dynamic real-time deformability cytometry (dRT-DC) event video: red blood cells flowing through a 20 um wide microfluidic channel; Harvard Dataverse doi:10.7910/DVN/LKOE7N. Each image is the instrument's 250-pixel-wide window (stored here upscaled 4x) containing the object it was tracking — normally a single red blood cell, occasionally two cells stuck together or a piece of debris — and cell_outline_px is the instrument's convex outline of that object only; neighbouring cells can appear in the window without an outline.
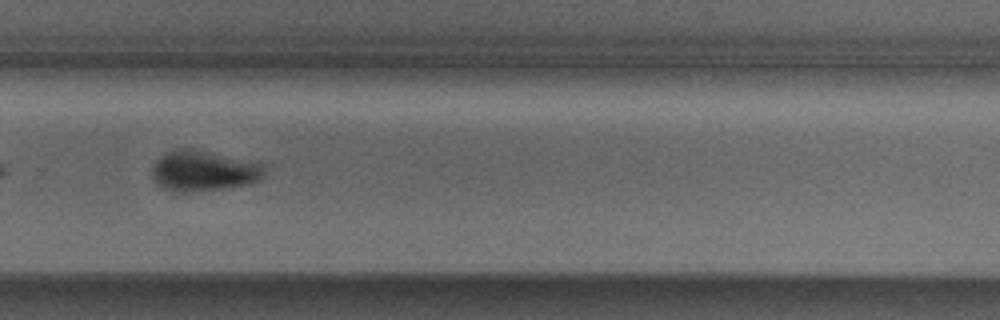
{"species": "Egyptian fruit bat (a non-hibernating species)", "species_latin": "Rousettus aegyptiacus", "temperature_condition": "cold", "stored_images_in_passage": 30, "camera_frame_rate_fps": 3000, "um_per_image_px": 0.085, "animal": {"sex": "male"}, "frame": {"image": 1, "passage_image": 25, "time_ms": 8.0, "image_size_px": [1000, 320], "cell_outline_px": [[264, 176], [260, 180], [252, 184], [220, 188], [184, 192], [172, 192], [156, 184], [152, 176], [152, 168], [156, 160], [160, 156], [176, 148], [184, 148], [260, 160], [264, 164]], "centroid_in_image_um": [17.36, 14.51], "position_along_channel_um": 312.4, "area_um2": 26.99}, "authors_computed_cell_mechanics": {"area_um2": 28.5243, "velocity_mm_per_s": 3.7871, "shape_relaxation_time_tau1_ms": 4.8633, "shape_relaxation_time_tau2_ms": 6.2466, "deformation_change_tau1": 0.0982, "deformation_change_tau2": 0.0632}}